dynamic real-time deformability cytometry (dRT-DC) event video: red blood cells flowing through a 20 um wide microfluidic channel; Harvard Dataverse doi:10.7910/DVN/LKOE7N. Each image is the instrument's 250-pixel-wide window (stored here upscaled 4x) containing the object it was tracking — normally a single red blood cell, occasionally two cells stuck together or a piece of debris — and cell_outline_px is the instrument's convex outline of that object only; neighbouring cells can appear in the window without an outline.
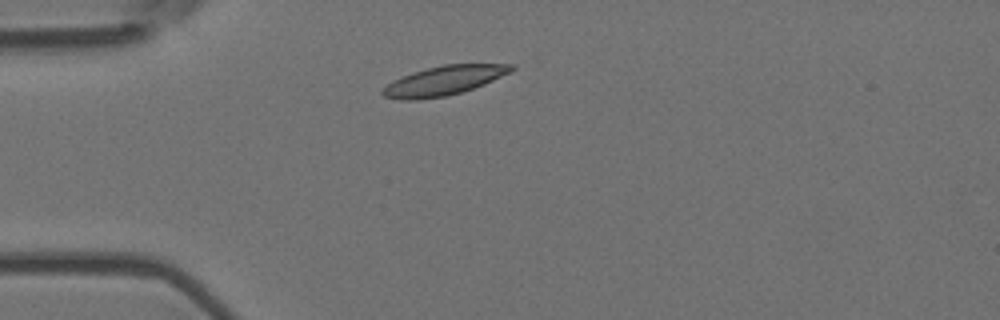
{"species": "Egyptian fruit bat (a non-hibernating species)", "species_latin": "Rousettus aegyptiacus", "temperature_condition": "room temperature", "stored_images_in_passage": 4, "camera_frame_rate_fps": 3000, "um_per_image_px": 0.085, "animal": {"sex": "female"}, "frame": {"image": 1, "passage_image": 2, "time_ms": 0.333, "image_size_px": [1000, 320], "cell_outline_px": [[516, 68], [512, 72], [484, 84], [460, 92], [444, 96], [416, 100], [400, 100], [384, 96], [380, 92], [392, 80], [412, 72], [444, 64], [516, 64]], "centroid_in_image_um": [37.74, 6.84], "position_along_channel_um": 47.3, "area_um2": 21.91}}
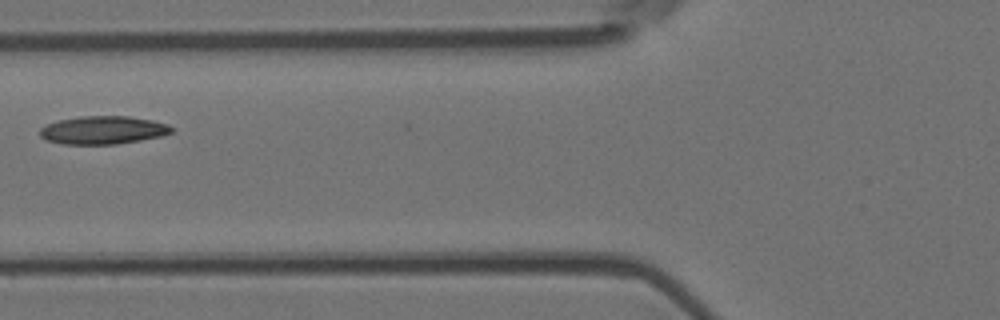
{"frame": {"image": 2, "passage_image": 4, "time_ms": 1.0, "image_size_px": [1000, 320], "cell_outline_px": [[176, 128], [172, 132], [160, 136], [140, 140], [116, 144], [64, 144], [44, 140], [40, 136], [40, 128], [48, 124], [60, 120], [80, 116], [128, 116], [152, 120], [168, 124]], "centroid_in_image_um": [8.77, 11.06], "position_along_channel_um": 117.0, "area_um2": 21.56}}